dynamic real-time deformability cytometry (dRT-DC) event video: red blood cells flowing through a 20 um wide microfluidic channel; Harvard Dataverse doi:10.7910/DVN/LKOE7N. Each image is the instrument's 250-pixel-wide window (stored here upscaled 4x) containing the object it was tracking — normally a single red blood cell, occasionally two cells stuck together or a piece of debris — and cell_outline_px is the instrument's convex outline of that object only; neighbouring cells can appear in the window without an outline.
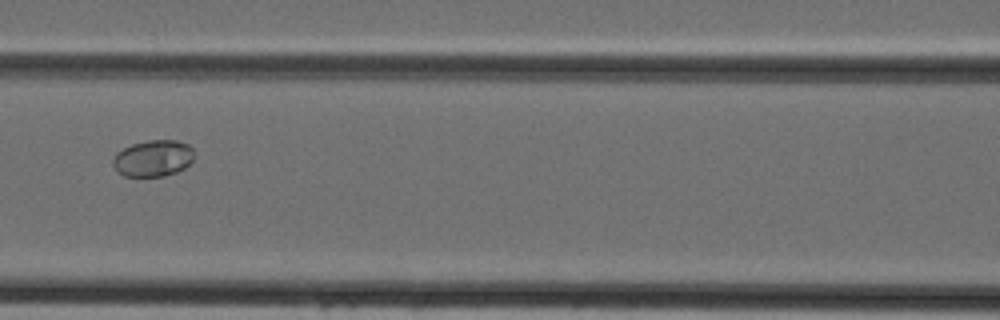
{"species": "Egyptian fruit bat (a non-hibernating species)", "species_latin": "Rousettus aegyptiacus", "temperature_condition": "cold", "stored_images_in_passage": 37, "camera_frame_rate_fps": 3000, "um_per_image_px": 0.085, "animal": {"sex": "female"}, "frame": {"image": 1, "passage_image": 12, "time_ms": 3.667, "image_size_px": [1000, 320], "cell_outline_px": [[192, 160], [184, 168], [176, 172], [164, 176], [124, 176], [112, 164], [112, 160], [116, 152], [132, 144], [148, 140], [176, 140], [188, 144], [192, 148]], "centroid_in_image_um": [13.0, 13.44], "position_along_channel_um": 153.6, "area_um2": 17.11}}
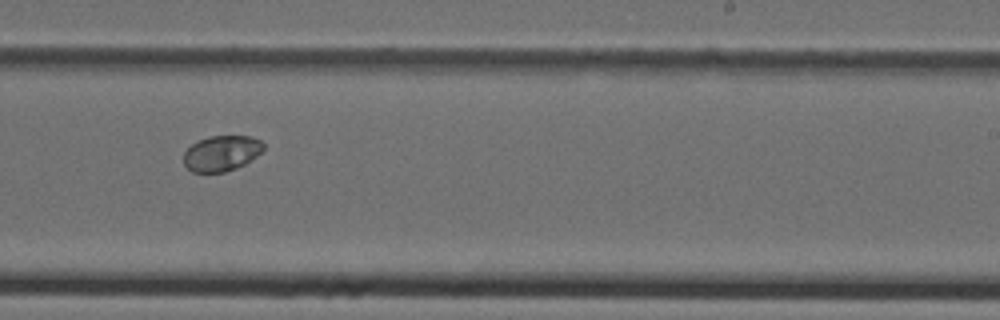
{"frame": {"image": 2, "passage_image": 20, "time_ms": 6.333, "image_size_px": [1000, 320], "cell_outline_px": [[264, 148], [256, 156], [244, 164], [236, 168], [224, 172], [192, 172], [184, 164], [184, 152], [192, 144], [208, 136], [252, 136], [260, 140], [264, 144]], "centroid_in_image_um": [18.83, 13.02], "position_along_channel_um": 270.2, "area_um2": 16.42}}
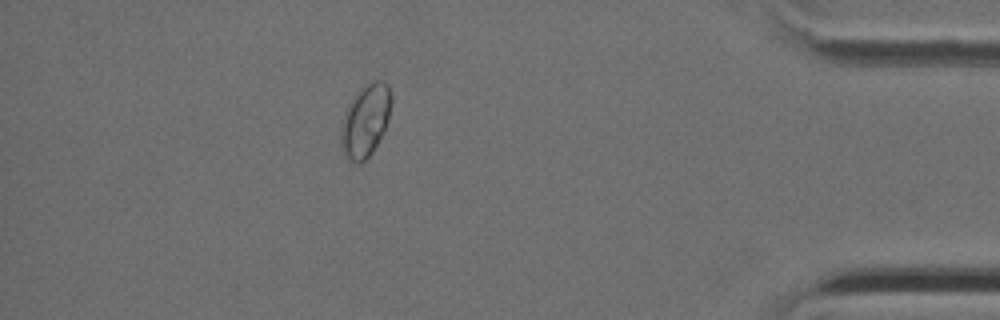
{"frame": {"image": 3, "passage_image": 32, "time_ms": 10.333, "image_size_px": [1000, 320], "cell_outline_px": [[392, 100], [388, 120], [384, 132], [372, 152], [360, 164], [356, 164], [348, 160], [344, 156], [340, 144], [340, 136], [348, 108], [356, 96], [372, 80], [380, 80], [388, 84], [392, 96]], "centroid_in_image_um": [31.1, 10.31], "position_along_channel_um": 404.1, "area_um2": 20.75}}